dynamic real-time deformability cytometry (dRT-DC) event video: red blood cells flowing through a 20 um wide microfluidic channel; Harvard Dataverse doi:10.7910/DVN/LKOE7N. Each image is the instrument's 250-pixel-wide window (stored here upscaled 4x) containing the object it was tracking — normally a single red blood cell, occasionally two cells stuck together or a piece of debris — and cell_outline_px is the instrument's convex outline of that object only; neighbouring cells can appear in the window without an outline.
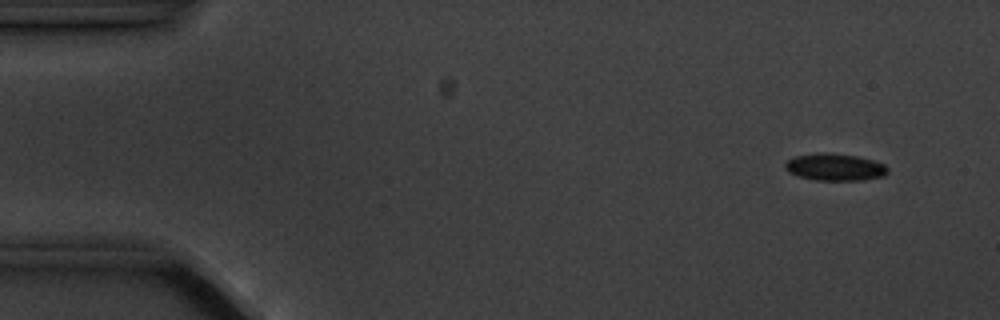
{"species": "common noctule bat (a hibernating species)", "species_latin": "Nyctalus noctula", "temperature_condition": "cold", "stored_images_in_passage": 5, "camera_frame_rate_fps": 3000, "um_per_image_px": 0.085, "animal": {"sex": "male", "body_mass_g": 20.1, "forearm_length_mm": 53.5}, "frame": {"image": 1, "passage_image": 1, "time_ms": 0.0, "image_size_px": [1000, 320], "cell_outline_px": [[888, 172], [884, 176], [864, 180], [816, 180], [800, 176], [788, 172], [784, 168], [784, 164], [788, 160], [796, 156], [816, 152], [824, 152], [856, 156], [872, 160], [884, 164], [888, 168]], "centroid_in_image_um": [70.96, 14.2], "position_along_channel_um": 14.0, "area_um2": 16.18}}
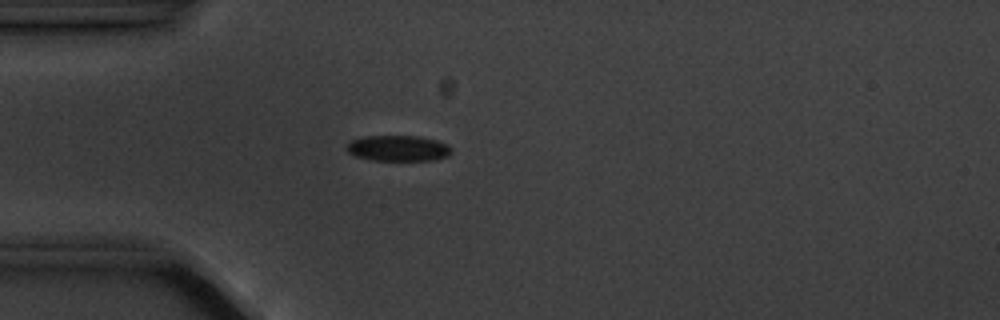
{"frame": {"image": 2, "passage_image": 4, "time_ms": 3.667, "image_size_px": [1000, 320], "cell_outline_px": [[452, 152], [448, 156], [436, 160], [372, 160], [356, 156], [348, 152], [344, 148], [352, 140], [364, 136], [420, 136], [436, 140], [448, 144], [452, 148]], "centroid_in_image_um": [33.87, 12.6], "position_along_channel_um": 51.1, "area_um2": 15.84}}